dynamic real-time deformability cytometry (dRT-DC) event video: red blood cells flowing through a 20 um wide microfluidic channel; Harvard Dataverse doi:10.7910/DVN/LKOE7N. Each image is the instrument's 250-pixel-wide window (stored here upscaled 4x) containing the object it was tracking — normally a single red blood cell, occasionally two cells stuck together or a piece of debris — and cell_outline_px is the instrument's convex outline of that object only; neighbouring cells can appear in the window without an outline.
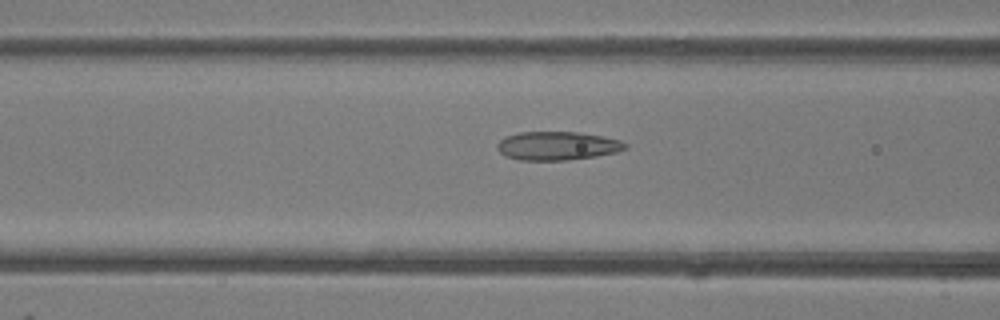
{"species": "common noctule bat (a hibernating species)", "species_latin": "Nyctalus noctula", "temperature_condition": "room temperature", "stored_images_in_passage": 49, "camera_frame_rate_fps": 3000, "um_per_image_px": 0.085, "animal": {"sex": "female"}, "frame": {"image": 1, "passage_image": 20, "time_ms": 6.333, "image_size_px": [1000, 320], "cell_outline_px": [[628, 148], [616, 152], [596, 156], [568, 160], [520, 160], [504, 156], [496, 148], [496, 144], [504, 136], [520, 132], [580, 132], [604, 136], [620, 140], [628, 144]], "centroid_in_image_um": [47.37, 12.39], "position_along_channel_um": 119.2, "area_um2": 21.56}}
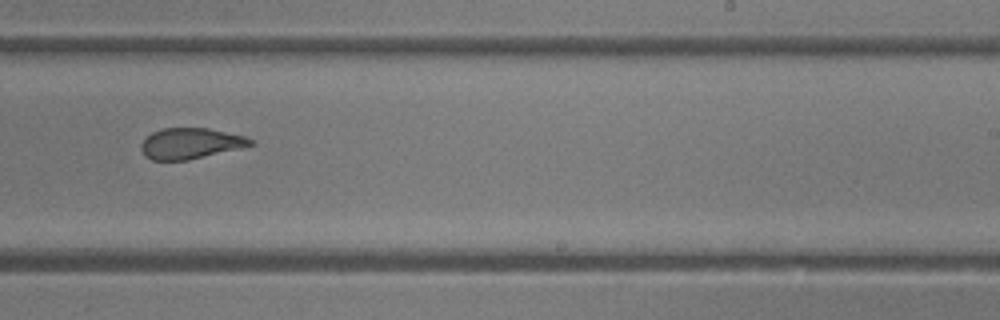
{"frame": {"image": 2, "passage_image": 31, "time_ms": 10.0, "image_size_px": [1000, 320], "cell_outline_px": [[256, 144], [240, 148], [188, 160], [152, 160], [144, 156], [140, 148], [140, 144], [152, 132], [164, 128], [208, 128], [244, 136], [252, 140]], "centroid_in_image_um": [16.17, 12.19], "position_along_channel_um": 272.8, "area_um2": 19.54}}
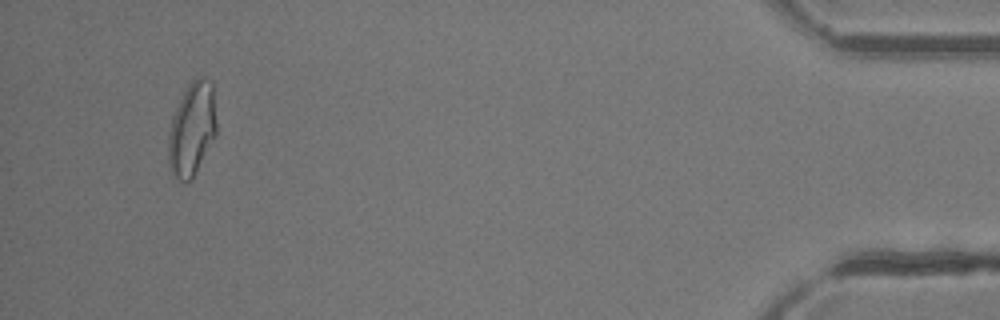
{"frame": {"image": 3, "passage_image": 47, "time_ms": 15.333, "image_size_px": [1000, 320], "cell_outline_px": [[216, 132], [192, 180], [188, 184], [184, 184], [176, 180], [168, 164], [168, 136], [172, 116], [188, 84], [196, 76], [204, 76], [212, 80], [216, 120]], "centroid_in_image_um": [16.3, 10.98], "position_along_channel_um": 418.9, "area_um2": 26.47}, "authors_computed_cell_mechanics": {"area_um2": 22.5998, "velocity_mm_per_s": 4.1938, "shape_relaxation_time_tau1_ms": 11.3183, "shape_relaxation_time_tau2_ms": 1.3953, "deformation_change_tau1": 0.2378, "deformation_change_tau2": 0.0928}}